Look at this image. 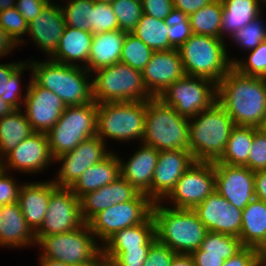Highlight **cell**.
Wrapping results in <instances>:
<instances>
[{
  "mask_svg": "<svg viewBox=\"0 0 266 266\" xmlns=\"http://www.w3.org/2000/svg\"><path fill=\"white\" fill-rule=\"evenodd\" d=\"M217 102L237 126L258 127L266 116V78L231 68L217 83Z\"/></svg>",
  "mask_w": 266,
  "mask_h": 266,
  "instance_id": "1",
  "label": "cell"
},
{
  "mask_svg": "<svg viewBox=\"0 0 266 266\" xmlns=\"http://www.w3.org/2000/svg\"><path fill=\"white\" fill-rule=\"evenodd\" d=\"M255 198L266 202V170L254 171Z\"/></svg>",
  "mask_w": 266,
  "mask_h": 266,
  "instance_id": "56",
  "label": "cell"
},
{
  "mask_svg": "<svg viewBox=\"0 0 266 266\" xmlns=\"http://www.w3.org/2000/svg\"><path fill=\"white\" fill-rule=\"evenodd\" d=\"M248 53V57H241L240 59L237 56L230 57V54H228L232 68L245 76L266 78V40Z\"/></svg>",
  "mask_w": 266,
  "mask_h": 266,
  "instance_id": "39",
  "label": "cell"
},
{
  "mask_svg": "<svg viewBox=\"0 0 266 266\" xmlns=\"http://www.w3.org/2000/svg\"><path fill=\"white\" fill-rule=\"evenodd\" d=\"M235 123L216 101L189 119V151L195 161L215 162L223 154Z\"/></svg>",
  "mask_w": 266,
  "mask_h": 266,
  "instance_id": "4",
  "label": "cell"
},
{
  "mask_svg": "<svg viewBox=\"0 0 266 266\" xmlns=\"http://www.w3.org/2000/svg\"><path fill=\"white\" fill-rule=\"evenodd\" d=\"M16 6V0H0V12Z\"/></svg>",
  "mask_w": 266,
  "mask_h": 266,
  "instance_id": "62",
  "label": "cell"
},
{
  "mask_svg": "<svg viewBox=\"0 0 266 266\" xmlns=\"http://www.w3.org/2000/svg\"><path fill=\"white\" fill-rule=\"evenodd\" d=\"M126 32L120 29L93 35L87 70L92 73L98 69L120 63Z\"/></svg>",
  "mask_w": 266,
  "mask_h": 266,
  "instance_id": "30",
  "label": "cell"
},
{
  "mask_svg": "<svg viewBox=\"0 0 266 266\" xmlns=\"http://www.w3.org/2000/svg\"><path fill=\"white\" fill-rule=\"evenodd\" d=\"M176 253L156 240L149 249L143 266H170Z\"/></svg>",
  "mask_w": 266,
  "mask_h": 266,
  "instance_id": "50",
  "label": "cell"
},
{
  "mask_svg": "<svg viewBox=\"0 0 266 266\" xmlns=\"http://www.w3.org/2000/svg\"><path fill=\"white\" fill-rule=\"evenodd\" d=\"M258 252L259 257L265 261L266 260V238L264 239L263 243L256 249Z\"/></svg>",
  "mask_w": 266,
  "mask_h": 266,
  "instance_id": "63",
  "label": "cell"
},
{
  "mask_svg": "<svg viewBox=\"0 0 266 266\" xmlns=\"http://www.w3.org/2000/svg\"><path fill=\"white\" fill-rule=\"evenodd\" d=\"M193 210L208 231L234 237L240 236L242 210L230 204L216 191Z\"/></svg>",
  "mask_w": 266,
  "mask_h": 266,
  "instance_id": "19",
  "label": "cell"
},
{
  "mask_svg": "<svg viewBox=\"0 0 266 266\" xmlns=\"http://www.w3.org/2000/svg\"><path fill=\"white\" fill-rule=\"evenodd\" d=\"M46 1L47 3H52V1L54 2V0H44Z\"/></svg>",
  "mask_w": 266,
  "mask_h": 266,
  "instance_id": "68",
  "label": "cell"
},
{
  "mask_svg": "<svg viewBox=\"0 0 266 266\" xmlns=\"http://www.w3.org/2000/svg\"><path fill=\"white\" fill-rule=\"evenodd\" d=\"M224 39L192 34L178 50L186 75L209 78L216 84L232 68Z\"/></svg>",
  "mask_w": 266,
  "mask_h": 266,
  "instance_id": "6",
  "label": "cell"
},
{
  "mask_svg": "<svg viewBox=\"0 0 266 266\" xmlns=\"http://www.w3.org/2000/svg\"><path fill=\"white\" fill-rule=\"evenodd\" d=\"M194 162L192 153L186 149L159 151L151 185V200L163 201Z\"/></svg>",
  "mask_w": 266,
  "mask_h": 266,
  "instance_id": "20",
  "label": "cell"
},
{
  "mask_svg": "<svg viewBox=\"0 0 266 266\" xmlns=\"http://www.w3.org/2000/svg\"><path fill=\"white\" fill-rule=\"evenodd\" d=\"M153 203L146 194L139 192L130 201L102 210L88 225L95 239L103 245L117 231L143 223L152 214Z\"/></svg>",
  "mask_w": 266,
  "mask_h": 266,
  "instance_id": "12",
  "label": "cell"
},
{
  "mask_svg": "<svg viewBox=\"0 0 266 266\" xmlns=\"http://www.w3.org/2000/svg\"><path fill=\"white\" fill-rule=\"evenodd\" d=\"M100 266H117L113 261L106 259L103 254L100 255Z\"/></svg>",
  "mask_w": 266,
  "mask_h": 266,
  "instance_id": "64",
  "label": "cell"
},
{
  "mask_svg": "<svg viewBox=\"0 0 266 266\" xmlns=\"http://www.w3.org/2000/svg\"><path fill=\"white\" fill-rule=\"evenodd\" d=\"M142 144L158 151L189 150V119L179 115L159 97L147 100Z\"/></svg>",
  "mask_w": 266,
  "mask_h": 266,
  "instance_id": "5",
  "label": "cell"
},
{
  "mask_svg": "<svg viewBox=\"0 0 266 266\" xmlns=\"http://www.w3.org/2000/svg\"><path fill=\"white\" fill-rule=\"evenodd\" d=\"M15 109L0 97V118L11 114Z\"/></svg>",
  "mask_w": 266,
  "mask_h": 266,
  "instance_id": "61",
  "label": "cell"
},
{
  "mask_svg": "<svg viewBox=\"0 0 266 266\" xmlns=\"http://www.w3.org/2000/svg\"><path fill=\"white\" fill-rule=\"evenodd\" d=\"M31 71L30 64L25 62L10 78H5L0 83V97L3 101L10 104L15 110L22 109L24 104V99L26 98L27 87L29 83L23 85L26 89H23L22 86V77L24 76L25 70ZM23 75V76H22ZM22 86V89H21ZM25 90V91H22ZM23 96H22V93Z\"/></svg>",
  "mask_w": 266,
  "mask_h": 266,
  "instance_id": "42",
  "label": "cell"
},
{
  "mask_svg": "<svg viewBox=\"0 0 266 266\" xmlns=\"http://www.w3.org/2000/svg\"><path fill=\"white\" fill-rule=\"evenodd\" d=\"M32 133V126L22 109L0 118V161Z\"/></svg>",
  "mask_w": 266,
  "mask_h": 266,
  "instance_id": "33",
  "label": "cell"
},
{
  "mask_svg": "<svg viewBox=\"0 0 266 266\" xmlns=\"http://www.w3.org/2000/svg\"><path fill=\"white\" fill-rule=\"evenodd\" d=\"M139 146L127 160L124 161L119 156L120 173L138 192L151 199V185L159 151L142 143Z\"/></svg>",
  "mask_w": 266,
  "mask_h": 266,
  "instance_id": "24",
  "label": "cell"
},
{
  "mask_svg": "<svg viewBox=\"0 0 266 266\" xmlns=\"http://www.w3.org/2000/svg\"><path fill=\"white\" fill-rule=\"evenodd\" d=\"M139 192L122 176L108 185L82 195L80 214L88 223L96 214L112 205L132 200Z\"/></svg>",
  "mask_w": 266,
  "mask_h": 266,
  "instance_id": "23",
  "label": "cell"
},
{
  "mask_svg": "<svg viewBox=\"0 0 266 266\" xmlns=\"http://www.w3.org/2000/svg\"><path fill=\"white\" fill-rule=\"evenodd\" d=\"M257 129L266 135V116L262 119L260 125L257 127Z\"/></svg>",
  "mask_w": 266,
  "mask_h": 266,
  "instance_id": "65",
  "label": "cell"
},
{
  "mask_svg": "<svg viewBox=\"0 0 266 266\" xmlns=\"http://www.w3.org/2000/svg\"><path fill=\"white\" fill-rule=\"evenodd\" d=\"M53 158L72 151L82 141L97 136V103L66 107L47 132Z\"/></svg>",
  "mask_w": 266,
  "mask_h": 266,
  "instance_id": "10",
  "label": "cell"
},
{
  "mask_svg": "<svg viewBox=\"0 0 266 266\" xmlns=\"http://www.w3.org/2000/svg\"><path fill=\"white\" fill-rule=\"evenodd\" d=\"M243 248L239 237L208 231L200 245L204 255L222 256L224 260L234 256Z\"/></svg>",
  "mask_w": 266,
  "mask_h": 266,
  "instance_id": "38",
  "label": "cell"
},
{
  "mask_svg": "<svg viewBox=\"0 0 266 266\" xmlns=\"http://www.w3.org/2000/svg\"><path fill=\"white\" fill-rule=\"evenodd\" d=\"M185 75L178 49L154 51L142 71L143 83L152 97H159L173 82Z\"/></svg>",
  "mask_w": 266,
  "mask_h": 266,
  "instance_id": "21",
  "label": "cell"
},
{
  "mask_svg": "<svg viewBox=\"0 0 266 266\" xmlns=\"http://www.w3.org/2000/svg\"><path fill=\"white\" fill-rule=\"evenodd\" d=\"M152 216L157 240L176 254H191L200 248L208 230L193 209H177L154 202Z\"/></svg>",
  "mask_w": 266,
  "mask_h": 266,
  "instance_id": "3",
  "label": "cell"
},
{
  "mask_svg": "<svg viewBox=\"0 0 266 266\" xmlns=\"http://www.w3.org/2000/svg\"><path fill=\"white\" fill-rule=\"evenodd\" d=\"M46 4L44 0H16L15 7L29 24L41 13Z\"/></svg>",
  "mask_w": 266,
  "mask_h": 266,
  "instance_id": "53",
  "label": "cell"
},
{
  "mask_svg": "<svg viewBox=\"0 0 266 266\" xmlns=\"http://www.w3.org/2000/svg\"><path fill=\"white\" fill-rule=\"evenodd\" d=\"M262 17V18H261ZM263 19V13L249 22L246 26L236 31L229 40L233 42L240 50L250 51L259 46L266 40V25Z\"/></svg>",
  "mask_w": 266,
  "mask_h": 266,
  "instance_id": "41",
  "label": "cell"
},
{
  "mask_svg": "<svg viewBox=\"0 0 266 266\" xmlns=\"http://www.w3.org/2000/svg\"><path fill=\"white\" fill-rule=\"evenodd\" d=\"M26 61L31 67V79L59 96L67 107L94 101L92 75L86 68L58 63L49 58Z\"/></svg>",
  "mask_w": 266,
  "mask_h": 266,
  "instance_id": "2",
  "label": "cell"
},
{
  "mask_svg": "<svg viewBox=\"0 0 266 266\" xmlns=\"http://www.w3.org/2000/svg\"><path fill=\"white\" fill-rule=\"evenodd\" d=\"M220 38L229 39L236 31L257 18L266 7V0H221Z\"/></svg>",
  "mask_w": 266,
  "mask_h": 266,
  "instance_id": "29",
  "label": "cell"
},
{
  "mask_svg": "<svg viewBox=\"0 0 266 266\" xmlns=\"http://www.w3.org/2000/svg\"><path fill=\"white\" fill-rule=\"evenodd\" d=\"M222 1L214 0L188 16L192 34L220 38Z\"/></svg>",
  "mask_w": 266,
  "mask_h": 266,
  "instance_id": "36",
  "label": "cell"
},
{
  "mask_svg": "<svg viewBox=\"0 0 266 266\" xmlns=\"http://www.w3.org/2000/svg\"><path fill=\"white\" fill-rule=\"evenodd\" d=\"M146 110L147 101L97 103V136L105 143L107 139L141 143Z\"/></svg>",
  "mask_w": 266,
  "mask_h": 266,
  "instance_id": "7",
  "label": "cell"
},
{
  "mask_svg": "<svg viewBox=\"0 0 266 266\" xmlns=\"http://www.w3.org/2000/svg\"><path fill=\"white\" fill-rule=\"evenodd\" d=\"M0 27L4 29L18 46H25L23 36H27L29 24L16 7L0 12Z\"/></svg>",
  "mask_w": 266,
  "mask_h": 266,
  "instance_id": "45",
  "label": "cell"
},
{
  "mask_svg": "<svg viewBox=\"0 0 266 266\" xmlns=\"http://www.w3.org/2000/svg\"><path fill=\"white\" fill-rule=\"evenodd\" d=\"M258 129L251 126H235L229 136L222 156L215 162L231 166H245L248 162L254 133Z\"/></svg>",
  "mask_w": 266,
  "mask_h": 266,
  "instance_id": "34",
  "label": "cell"
},
{
  "mask_svg": "<svg viewBox=\"0 0 266 266\" xmlns=\"http://www.w3.org/2000/svg\"><path fill=\"white\" fill-rule=\"evenodd\" d=\"M266 238V202L254 198L242 210L239 239L243 247L257 249Z\"/></svg>",
  "mask_w": 266,
  "mask_h": 266,
  "instance_id": "32",
  "label": "cell"
},
{
  "mask_svg": "<svg viewBox=\"0 0 266 266\" xmlns=\"http://www.w3.org/2000/svg\"><path fill=\"white\" fill-rule=\"evenodd\" d=\"M23 182L19 194L18 204L27 225L35 233L42 225L50 194L57 188L52 180Z\"/></svg>",
  "mask_w": 266,
  "mask_h": 266,
  "instance_id": "25",
  "label": "cell"
},
{
  "mask_svg": "<svg viewBox=\"0 0 266 266\" xmlns=\"http://www.w3.org/2000/svg\"><path fill=\"white\" fill-rule=\"evenodd\" d=\"M166 25L169 27L168 39L169 44L178 49L183 45L192 35L191 26L189 24L188 16L181 10L173 8L170 14L164 19Z\"/></svg>",
  "mask_w": 266,
  "mask_h": 266,
  "instance_id": "44",
  "label": "cell"
},
{
  "mask_svg": "<svg viewBox=\"0 0 266 266\" xmlns=\"http://www.w3.org/2000/svg\"><path fill=\"white\" fill-rule=\"evenodd\" d=\"M65 27L59 1H55L47 3L41 13L29 23L27 36L48 58L57 49Z\"/></svg>",
  "mask_w": 266,
  "mask_h": 266,
  "instance_id": "22",
  "label": "cell"
},
{
  "mask_svg": "<svg viewBox=\"0 0 266 266\" xmlns=\"http://www.w3.org/2000/svg\"><path fill=\"white\" fill-rule=\"evenodd\" d=\"M168 30L169 27L164 20L142 14L131 33L141 39L153 51H168L174 49L169 44Z\"/></svg>",
  "mask_w": 266,
  "mask_h": 266,
  "instance_id": "35",
  "label": "cell"
},
{
  "mask_svg": "<svg viewBox=\"0 0 266 266\" xmlns=\"http://www.w3.org/2000/svg\"><path fill=\"white\" fill-rule=\"evenodd\" d=\"M212 1L214 0H173V8L181 10L189 16Z\"/></svg>",
  "mask_w": 266,
  "mask_h": 266,
  "instance_id": "55",
  "label": "cell"
},
{
  "mask_svg": "<svg viewBox=\"0 0 266 266\" xmlns=\"http://www.w3.org/2000/svg\"><path fill=\"white\" fill-rule=\"evenodd\" d=\"M119 29V22L108 3H95L92 10V34Z\"/></svg>",
  "mask_w": 266,
  "mask_h": 266,
  "instance_id": "46",
  "label": "cell"
},
{
  "mask_svg": "<svg viewBox=\"0 0 266 266\" xmlns=\"http://www.w3.org/2000/svg\"><path fill=\"white\" fill-rule=\"evenodd\" d=\"M119 22V29L131 33L143 14L142 4L136 0H114L111 4Z\"/></svg>",
  "mask_w": 266,
  "mask_h": 266,
  "instance_id": "43",
  "label": "cell"
},
{
  "mask_svg": "<svg viewBox=\"0 0 266 266\" xmlns=\"http://www.w3.org/2000/svg\"><path fill=\"white\" fill-rule=\"evenodd\" d=\"M79 266H100V256L93 262Z\"/></svg>",
  "mask_w": 266,
  "mask_h": 266,
  "instance_id": "66",
  "label": "cell"
},
{
  "mask_svg": "<svg viewBox=\"0 0 266 266\" xmlns=\"http://www.w3.org/2000/svg\"><path fill=\"white\" fill-rule=\"evenodd\" d=\"M215 191L243 210L255 198L254 171L246 166L214 162Z\"/></svg>",
  "mask_w": 266,
  "mask_h": 266,
  "instance_id": "18",
  "label": "cell"
},
{
  "mask_svg": "<svg viewBox=\"0 0 266 266\" xmlns=\"http://www.w3.org/2000/svg\"><path fill=\"white\" fill-rule=\"evenodd\" d=\"M0 246L8 249L36 246L35 233L27 225L18 202L0 208Z\"/></svg>",
  "mask_w": 266,
  "mask_h": 266,
  "instance_id": "26",
  "label": "cell"
},
{
  "mask_svg": "<svg viewBox=\"0 0 266 266\" xmlns=\"http://www.w3.org/2000/svg\"><path fill=\"white\" fill-rule=\"evenodd\" d=\"M26 61H14L0 64V83L5 78H10Z\"/></svg>",
  "mask_w": 266,
  "mask_h": 266,
  "instance_id": "58",
  "label": "cell"
},
{
  "mask_svg": "<svg viewBox=\"0 0 266 266\" xmlns=\"http://www.w3.org/2000/svg\"><path fill=\"white\" fill-rule=\"evenodd\" d=\"M159 98L179 115L190 119L217 101V84L209 78L185 75Z\"/></svg>",
  "mask_w": 266,
  "mask_h": 266,
  "instance_id": "11",
  "label": "cell"
},
{
  "mask_svg": "<svg viewBox=\"0 0 266 266\" xmlns=\"http://www.w3.org/2000/svg\"><path fill=\"white\" fill-rule=\"evenodd\" d=\"M66 107L59 96L30 78L22 110L34 132L47 133Z\"/></svg>",
  "mask_w": 266,
  "mask_h": 266,
  "instance_id": "17",
  "label": "cell"
},
{
  "mask_svg": "<svg viewBox=\"0 0 266 266\" xmlns=\"http://www.w3.org/2000/svg\"><path fill=\"white\" fill-rule=\"evenodd\" d=\"M59 3L66 26L92 33L93 0H60Z\"/></svg>",
  "mask_w": 266,
  "mask_h": 266,
  "instance_id": "37",
  "label": "cell"
},
{
  "mask_svg": "<svg viewBox=\"0 0 266 266\" xmlns=\"http://www.w3.org/2000/svg\"><path fill=\"white\" fill-rule=\"evenodd\" d=\"M252 171L266 170V135L257 130L253 136V142L245 165Z\"/></svg>",
  "mask_w": 266,
  "mask_h": 266,
  "instance_id": "47",
  "label": "cell"
},
{
  "mask_svg": "<svg viewBox=\"0 0 266 266\" xmlns=\"http://www.w3.org/2000/svg\"><path fill=\"white\" fill-rule=\"evenodd\" d=\"M118 153L112 151L106 158L90 166L70 188L80 198L82 195L102 188L121 176Z\"/></svg>",
  "mask_w": 266,
  "mask_h": 266,
  "instance_id": "31",
  "label": "cell"
},
{
  "mask_svg": "<svg viewBox=\"0 0 266 266\" xmlns=\"http://www.w3.org/2000/svg\"><path fill=\"white\" fill-rule=\"evenodd\" d=\"M83 224L80 199L70 188L57 187L50 194L48 210L41 227L35 232V239L74 231Z\"/></svg>",
  "mask_w": 266,
  "mask_h": 266,
  "instance_id": "15",
  "label": "cell"
},
{
  "mask_svg": "<svg viewBox=\"0 0 266 266\" xmlns=\"http://www.w3.org/2000/svg\"><path fill=\"white\" fill-rule=\"evenodd\" d=\"M143 14L164 20L173 9V0H142Z\"/></svg>",
  "mask_w": 266,
  "mask_h": 266,
  "instance_id": "52",
  "label": "cell"
},
{
  "mask_svg": "<svg viewBox=\"0 0 266 266\" xmlns=\"http://www.w3.org/2000/svg\"><path fill=\"white\" fill-rule=\"evenodd\" d=\"M214 191V162L195 161L162 202L177 209H194Z\"/></svg>",
  "mask_w": 266,
  "mask_h": 266,
  "instance_id": "13",
  "label": "cell"
},
{
  "mask_svg": "<svg viewBox=\"0 0 266 266\" xmlns=\"http://www.w3.org/2000/svg\"><path fill=\"white\" fill-rule=\"evenodd\" d=\"M95 3H108L111 4L114 0H93Z\"/></svg>",
  "mask_w": 266,
  "mask_h": 266,
  "instance_id": "67",
  "label": "cell"
},
{
  "mask_svg": "<svg viewBox=\"0 0 266 266\" xmlns=\"http://www.w3.org/2000/svg\"><path fill=\"white\" fill-rule=\"evenodd\" d=\"M37 246L42 249L38 256L70 266L91 263L102 254V245L95 239L88 223L74 231L40 237Z\"/></svg>",
  "mask_w": 266,
  "mask_h": 266,
  "instance_id": "9",
  "label": "cell"
},
{
  "mask_svg": "<svg viewBox=\"0 0 266 266\" xmlns=\"http://www.w3.org/2000/svg\"><path fill=\"white\" fill-rule=\"evenodd\" d=\"M156 240L155 234L144 246H141L140 249L124 250L113 262L117 266H143L147 259L149 249Z\"/></svg>",
  "mask_w": 266,
  "mask_h": 266,
  "instance_id": "48",
  "label": "cell"
},
{
  "mask_svg": "<svg viewBox=\"0 0 266 266\" xmlns=\"http://www.w3.org/2000/svg\"><path fill=\"white\" fill-rule=\"evenodd\" d=\"M153 52L154 51L144 44L137 36L132 33H126L120 62L142 72L150 61Z\"/></svg>",
  "mask_w": 266,
  "mask_h": 266,
  "instance_id": "40",
  "label": "cell"
},
{
  "mask_svg": "<svg viewBox=\"0 0 266 266\" xmlns=\"http://www.w3.org/2000/svg\"><path fill=\"white\" fill-rule=\"evenodd\" d=\"M3 168H2V162L0 161V171L2 170Z\"/></svg>",
  "mask_w": 266,
  "mask_h": 266,
  "instance_id": "69",
  "label": "cell"
},
{
  "mask_svg": "<svg viewBox=\"0 0 266 266\" xmlns=\"http://www.w3.org/2000/svg\"><path fill=\"white\" fill-rule=\"evenodd\" d=\"M93 34L66 26L50 60L87 69Z\"/></svg>",
  "mask_w": 266,
  "mask_h": 266,
  "instance_id": "27",
  "label": "cell"
},
{
  "mask_svg": "<svg viewBox=\"0 0 266 266\" xmlns=\"http://www.w3.org/2000/svg\"><path fill=\"white\" fill-rule=\"evenodd\" d=\"M19 46L10 37V35L0 27V56L3 58L7 55H11L12 51Z\"/></svg>",
  "mask_w": 266,
  "mask_h": 266,
  "instance_id": "57",
  "label": "cell"
},
{
  "mask_svg": "<svg viewBox=\"0 0 266 266\" xmlns=\"http://www.w3.org/2000/svg\"><path fill=\"white\" fill-rule=\"evenodd\" d=\"M0 171V204L6 205L18 202V194L22 185L14 178V174Z\"/></svg>",
  "mask_w": 266,
  "mask_h": 266,
  "instance_id": "49",
  "label": "cell"
},
{
  "mask_svg": "<svg viewBox=\"0 0 266 266\" xmlns=\"http://www.w3.org/2000/svg\"><path fill=\"white\" fill-rule=\"evenodd\" d=\"M155 235L152 214L141 224L117 231L102 245L103 256L113 261L124 250L140 249Z\"/></svg>",
  "mask_w": 266,
  "mask_h": 266,
  "instance_id": "28",
  "label": "cell"
},
{
  "mask_svg": "<svg viewBox=\"0 0 266 266\" xmlns=\"http://www.w3.org/2000/svg\"><path fill=\"white\" fill-rule=\"evenodd\" d=\"M91 75L96 103L147 101L152 98L143 83L142 72L124 63L98 69Z\"/></svg>",
  "mask_w": 266,
  "mask_h": 266,
  "instance_id": "8",
  "label": "cell"
},
{
  "mask_svg": "<svg viewBox=\"0 0 266 266\" xmlns=\"http://www.w3.org/2000/svg\"><path fill=\"white\" fill-rule=\"evenodd\" d=\"M194 266H222L224 259L222 256L204 255V251L198 248L191 254Z\"/></svg>",
  "mask_w": 266,
  "mask_h": 266,
  "instance_id": "54",
  "label": "cell"
},
{
  "mask_svg": "<svg viewBox=\"0 0 266 266\" xmlns=\"http://www.w3.org/2000/svg\"><path fill=\"white\" fill-rule=\"evenodd\" d=\"M262 266H266V260L265 261H263V265Z\"/></svg>",
  "mask_w": 266,
  "mask_h": 266,
  "instance_id": "70",
  "label": "cell"
},
{
  "mask_svg": "<svg viewBox=\"0 0 266 266\" xmlns=\"http://www.w3.org/2000/svg\"><path fill=\"white\" fill-rule=\"evenodd\" d=\"M170 266H194V261L190 254H176Z\"/></svg>",
  "mask_w": 266,
  "mask_h": 266,
  "instance_id": "59",
  "label": "cell"
},
{
  "mask_svg": "<svg viewBox=\"0 0 266 266\" xmlns=\"http://www.w3.org/2000/svg\"><path fill=\"white\" fill-rule=\"evenodd\" d=\"M38 261L39 266H70L61 261L52 260L46 257H39Z\"/></svg>",
  "mask_w": 266,
  "mask_h": 266,
  "instance_id": "60",
  "label": "cell"
},
{
  "mask_svg": "<svg viewBox=\"0 0 266 266\" xmlns=\"http://www.w3.org/2000/svg\"><path fill=\"white\" fill-rule=\"evenodd\" d=\"M263 260L255 248L243 247L234 256L226 259L222 266H262Z\"/></svg>",
  "mask_w": 266,
  "mask_h": 266,
  "instance_id": "51",
  "label": "cell"
},
{
  "mask_svg": "<svg viewBox=\"0 0 266 266\" xmlns=\"http://www.w3.org/2000/svg\"><path fill=\"white\" fill-rule=\"evenodd\" d=\"M101 138L94 136L79 143L72 151L54 158V165L58 163L60 169L51 179L57 187L71 188L83 172L106 158L109 150Z\"/></svg>",
  "mask_w": 266,
  "mask_h": 266,
  "instance_id": "14",
  "label": "cell"
},
{
  "mask_svg": "<svg viewBox=\"0 0 266 266\" xmlns=\"http://www.w3.org/2000/svg\"><path fill=\"white\" fill-rule=\"evenodd\" d=\"M4 171L37 174L54 164L47 133L34 132L21 141L2 160ZM53 163V164H52ZM13 169V170H12ZM12 170V171H11Z\"/></svg>",
  "mask_w": 266,
  "mask_h": 266,
  "instance_id": "16",
  "label": "cell"
}]
</instances>
